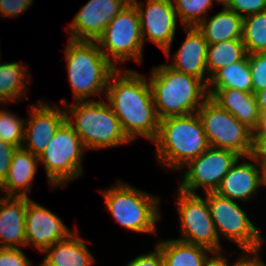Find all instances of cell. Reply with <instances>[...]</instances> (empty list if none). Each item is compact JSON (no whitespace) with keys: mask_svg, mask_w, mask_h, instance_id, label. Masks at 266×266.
Masks as SVG:
<instances>
[{"mask_svg":"<svg viewBox=\"0 0 266 266\" xmlns=\"http://www.w3.org/2000/svg\"><path fill=\"white\" fill-rule=\"evenodd\" d=\"M117 68L108 80L105 97L130 141L140 136L153 142L159 118L147 77L135 70Z\"/></svg>","mask_w":266,"mask_h":266,"instance_id":"6da1fadb","label":"cell"},{"mask_svg":"<svg viewBox=\"0 0 266 266\" xmlns=\"http://www.w3.org/2000/svg\"><path fill=\"white\" fill-rule=\"evenodd\" d=\"M153 143L159 164L167 171L175 169L179 172L209 147L197 112L159 120L158 134Z\"/></svg>","mask_w":266,"mask_h":266,"instance_id":"7a4b0ae2","label":"cell"},{"mask_svg":"<svg viewBox=\"0 0 266 266\" xmlns=\"http://www.w3.org/2000/svg\"><path fill=\"white\" fill-rule=\"evenodd\" d=\"M148 79L159 120L196 113L209 97L207 85L198 78L162 64L151 69Z\"/></svg>","mask_w":266,"mask_h":266,"instance_id":"3957f363","label":"cell"},{"mask_svg":"<svg viewBox=\"0 0 266 266\" xmlns=\"http://www.w3.org/2000/svg\"><path fill=\"white\" fill-rule=\"evenodd\" d=\"M61 104L65 109L66 122L87 150L113 148L131 142L107 100L78 101L67 105V100L63 99Z\"/></svg>","mask_w":266,"mask_h":266,"instance_id":"277c9868","label":"cell"},{"mask_svg":"<svg viewBox=\"0 0 266 266\" xmlns=\"http://www.w3.org/2000/svg\"><path fill=\"white\" fill-rule=\"evenodd\" d=\"M64 52L74 102L93 101L91 96L106 94L110 75L117 68L104 56L97 42L68 39Z\"/></svg>","mask_w":266,"mask_h":266,"instance_id":"5b68a950","label":"cell"},{"mask_svg":"<svg viewBox=\"0 0 266 266\" xmlns=\"http://www.w3.org/2000/svg\"><path fill=\"white\" fill-rule=\"evenodd\" d=\"M100 192L108 211L121 226L139 233H157V221L161 218L159 196L137 189L122 180Z\"/></svg>","mask_w":266,"mask_h":266,"instance_id":"8992f818","label":"cell"},{"mask_svg":"<svg viewBox=\"0 0 266 266\" xmlns=\"http://www.w3.org/2000/svg\"><path fill=\"white\" fill-rule=\"evenodd\" d=\"M84 151L86 148L80 137L65 121L39 155V162L44 165L52 189L65 187L83 174Z\"/></svg>","mask_w":266,"mask_h":266,"instance_id":"52a82bcc","label":"cell"},{"mask_svg":"<svg viewBox=\"0 0 266 266\" xmlns=\"http://www.w3.org/2000/svg\"><path fill=\"white\" fill-rule=\"evenodd\" d=\"M96 42L104 56L116 68V64L127 60L138 64L143 62L144 43L140 18L132 2L114 17Z\"/></svg>","mask_w":266,"mask_h":266,"instance_id":"ba28073f","label":"cell"},{"mask_svg":"<svg viewBox=\"0 0 266 266\" xmlns=\"http://www.w3.org/2000/svg\"><path fill=\"white\" fill-rule=\"evenodd\" d=\"M197 113L210 147L228 149L241 157L250 155L253 131L229 111L208 97Z\"/></svg>","mask_w":266,"mask_h":266,"instance_id":"9c48e42d","label":"cell"},{"mask_svg":"<svg viewBox=\"0 0 266 266\" xmlns=\"http://www.w3.org/2000/svg\"><path fill=\"white\" fill-rule=\"evenodd\" d=\"M207 203L217 235L238 244L241 250L262 247L266 240L262 238L246 211L235 200L222 197L216 192H206Z\"/></svg>","mask_w":266,"mask_h":266,"instance_id":"30bf717a","label":"cell"},{"mask_svg":"<svg viewBox=\"0 0 266 266\" xmlns=\"http://www.w3.org/2000/svg\"><path fill=\"white\" fill-rule=\"evenodd\" d=\"M175 205L179 213L181 237L186 243L199 245L214 252H222V245L211 218L207 198L177 190Z\"/></svg>","mask_w":266,"mask_h":266,"instance_id":"8fae6325","label":"cell"},{"mask_svg":"<svg viewBox=\"0 0 266 266\" xmlns=\"http://www.w3.org/2000/svg\"><path fill=\"white\" fill-rule=\"evenodd\" d=\"M239 157L234 151L209 146L183 166L182 170L186 167V172L181 176L178 189L190 194H196L200 187H203L205 193L215 192Z\"/></svg>","mask_w":266,"mask_h":266,"instance_id":"7c38bea8","label":"cell"},{"mask_svg":"<svg viewBox=\"0 0 266 266\" xmlns=\"http://www.w3.org/2000/svg\"><path fill=\"white\" fill-rule=\"evenodd\" d=\"M131 2L139 14L143 43L147 37L163 52L170 51L178 22L172 0H146V5L139 0Z\"/></svg>","mask_w":266,"mask_h":266,"instance_id":"4fadbf2b","label":"cell"},{"mask_svg":"<svg viewBox=\"0 0 266 266\" xmlns=\"http://www.w3.org/2000/svg\"><path fill=\"white\" fill-rule=\"evenodd\" d=\"M131 0H89L66 28L69 39L97 41L106 26Z\"/></svg>","mask_w":266,"mask_h":266,"instance_id":"5bb4252c","label":"cell"},{"mask_svg":"<svg viewBox=\"0 0 266 266\" xmlns=\"http://www.w3.org/2000/svg\"><path fill=\"white\" fill-rule=\"evenodd\" d=\"M43 101L29 106V117L25 120L22 148L33 155H41L55 132L66 121L64 107L50 106Z\"/></svg>","mask_w":266,"mask_h":266,"instance_id":"9a60e30c","label":"cell"},{"mask_svg":"<svg viewBox=\"0 0 266 266\" xmlns=\"http://www.w3.org/2000/svg\"><path fill=\"white\" fill-rule=\"evenodd\" d=\"M71 233L56 214L27 197L26 247L32 245L42 253L47 247L67 238Z\"/></svg>","mask_w":266,"mask_h":266,"instance_id":"2e32d148","label":"cell"},{"mask_svg":"<svg viewBox=\"0 0 266 266\" xmlns=\"http://www.w3.org/2000/svg\"><path fill=\"white\" fill-rule=\"evenodd\" d=\"M186 38L180 48L171 57V51H165L168 59L173 60L167 64L172 69L201 79L206 85L210 80L207 70V48L208 43L202 32L196 26H183Z\"/></svg>","mask_w":266,"mask_h":266,"instance_id":"e0dca14e","label":"cell"},{"mask_svg":"<svg viewBox=\"0 0 266 266\" xmlns=\"http://www.w3.org/2000/svg\"><path fill=\"white\" fill-rule=\"evenodd\" d=\"M250 159L254 163L249 161H241V159ZM262 187L261 168L250 157H239L233 164L231 169L222 178L219 187L216 189V193L222 197L229 198L231 200H251L256 196L258 189Z\"/></svg>","mask_w":266,"mask_h":266,"instance_id":"ac0fdd59","label":"cell"},{"mask_svg":"<svg viewBox=\"0 0 266 266\" xmlns=\"http://www.w3.org/2000/svg\"><path fill=\"white\" fill-rule=\"evenodd\" d=\"M26 207L27 197L0 198V247L26 248Z\"/></svg>","mask_w":266,"mask_h":266,"instance_id":"d6986e66","label":"cell"},{"mask_svg":"<svg viewBox=\"0 0 266 266\" xmlns=\"http://www.w3.org/2000/svg\"><path fill=\"white\" fill-rule=\"evenodd\" d=\"M39 156L30 151L17 148L13 154L6 178L0 184L5 196L29 197L35 173L38 171Z\"/></svg>","mask_w":266,"mask_h":266,"instance_id":"ffe728a7","label":"cell"},{"mask_svg":"<svg viewBox=\"0 0 266 266\" xmlns=\"http://www.w3.org/2000/svg\"><path fill=\"white\" fill-rule=\"evenodd\" d=\"M208 96L220 107L229 111L241 123L254 131L260 120L257 98L254 93H248L233 88L207 89Z\"/></svg>","mask_w":266,"mask_h":266,"instance_id":"44dd1931","label":"cell"},{"mask_svg":"<svg viewBox=\"0 0 266 266\" xmlns=\"http://www.w3.org/2000/svg\"><path fill=\"white\" fill-rule=\"evenodd\" d=\"M67 238L47 247L39 266H92L95 258L78 234L76 228Z\"/></svg>","mask_w":266,"mask_h":266,"instance_id":"7402d4cb","label":"cell"},{"mask_svg":"<svg viewBox=\"0 0 266 266\" xmlns=\"http://www.w3.org/2000/svg\"><path fill=\"white\" fill-rule=\"evenodd\" d=\"M196 27L208 44L242 39L243 17L224 6L222 11L204 18Z\"/></svg>","mask_w":266,"mask_h":266,"instance_id":"603a6c76","label":"cell"},{"mask_svg":"<svg viewBox=\"0 0 266 266\" xmlns=\"http://www.w3.org/2000/svg\"><path fill=\"white\" fill-rule=\"evenodd\" d=\"M156 245L161 251L163 266H204L213 253L205 247L173 238L161 240Z\"/></svg>","mask_w":266,"mask_h":266,"instance_id":"cb8c5ba5","label":"cell"},{"mask_svg":"<svg viewBox=\"0 0 266 266\" xmlns=\"http://www.w3.org/2000/svg\"><path fill=\"white\" fill-rule=\"evenodd\" d=\"M20 64L18 62L0 63V102L3 105L9 102L16 103L27 95L30 75L27 74L28 67H22Z\"/></svg>","mask_w":266,"mask_h":266,"instance_id":"d4e9b609","label":"cell"},{"mask_svg":"<svg viewBox=\"0 0 266 266\" xmlns=\"http://www.w3.org/2000/svg\"><path fill=\"white\" fill-rule=\"evenodd\" d=\"M233 88L252 93V77L246 54L240 61L217 70L211 77L207 89Z\"/></svg>","mask_w":266,"mask_h":266,"instance_id":"484cf974","label":"cell"},{"mask_svg":"<svg viewBox=\"0 0 266 266\" xmlns=\"http://www.w3.org/2000/svg\"><path fill=\"white\" fill-rule=\"evenodd\" d=\"M247 54L242 39L208 44L207 70L209 78L219 69L240 61Z\"/></svg>","mask_w":266,"mask_h":266,"instance_id":"4316f807","label":"cell"},{"mask_svg":"<svg viewBox=\"0 0 266 266\" xmlns=\"http://www.w3.org/2000/svg\"><path fill=\"white\" fill-rule=\"evenodd\" d=\"M242 40L247 54L266 53V11L243 18Z\"/></svg>","mask_w":266,"mask_h":266,"instance_id":"83f0119b","label":"cell"},{"mask_svg":"<svg viewBox=\"0 0 266 266\" xmlns=\"http://www.w3.org/2000/svg\"><path fill=\"white\" fill-rule=\"evenodd\" d=\"M181 26H197L209 10L212 9L214 0H172Z\"/></svg>","mask_w":266,"mask_h":266,"instance_id":"f1b7e54d","label":"cell"},{"mask_svg":"<svg viewBox=\"0 0 266 266\" xmlns=\"http://www.w3.org/2000/svg\"><path fill=\"white\" fill-rule=\"evenodd\" d=\"M26 118H18L11 111L0 109V139L16 148H21L24 140Z\"/></svg>","mask_w":266,"mask_h":266,"instance_id":"f546056e","label":"cell"},{"mask_svg":"<svg viewBox=\"0 0 266 266\" xmlns=\"http://www.w3.org/2000/svg\"><path fill=\"white\" fill-rule=\"evenodd\" d=\"M252 77V93L256 94L266 88V53L248 54Z\"/></svg>","mask_w":266,"mask_h":266,"instance_id":"4dcf8cb0","label":"cell"},{"mask_svg":"<svg viewBox=\"0 0 266 266\" xmlns=\"http://www.w3.org/2000/svg\"><path fill=\"white\" fill-rule=\"evenodd\" d=\"M226 7L244 18L266 11V0H230Z\"/></svg>","mask_w":266,"mask_h":266,"instance_id":"1f68e13d","label":"cell"},{"mask_svg":"<svg viewBox=\"0 0 266 266\" xmlns=\"http://www.w3.org/2000/svg\"><path fill=\"white\" fill-rule=\"evenodd\" d=\"M21 248L0 247V266H31Z\"/></svg>","mask_w":266,"mask_h":266,"instance_id":"d6a6232c","label":"cell"},{"mask_svg":"<svg viewBox=\"0 0 266 266\" xmlns=\"http://www.w3.org/2000/svg\"><path fill=\"white\" fill-rule=\"evenodd\" d=\"M33 0H0V16L17 17L24 14L31 6Z\"/></svg>","mask_w":266,"mask_h":266,"instance_id":"836d02e7","label":"cell"},{"mask_svg":"<svg viewBox=\"0 0 266 266\" xmlns=\"http://www.w3.org/2000/svg\"><path fill=\"white\" fill-rule=\"evenodd\" d=\"M126 266H163V257L159 247L147 254H141L127 263Z\"/></svg>","mask_w":266,"mask_h":266,"instance_id":"e575fe53","label":"cell"},{"mask_svg":"<svg viewBox=\"0 0 266 266\" xmlns=\"http://www.w3.org/2000/svg\"><path fill=\"white\" fill-rule=\"evenodd\" d=\"M17 148L0 139V184L7 176L13 154Z\"/></svg>","mask_w":266,"mask_h":266,"instance_id":"d590c367","label":"cell"},{"mask_svg":"<svg viewBox=\"0 0 266 266\" xmlns=\"http://www.w3.org/2000/svg\"><path fill=\"white\" fill-rule=\"evenodd\" d=\"M258 165H266V135H252L249 155Z\"/></svg>","mask_w":266,"mask_h":266,"instance_id":"8d00e7d4","label":"cell"},{"mask_svg":"<svg viewBox=\"0 0 266 266\" xmlns=\"http://www.w3.org/2000/svg\"><path fill=\"white\" fill-rule=\"evenodd\" d=\"M261 248H256V249H249L246 250L244 249V253L241 254V257H239L236 261H234V263L230 264L231 266H264V262L262 261V259L260 258V251ZM248 255H252L251 258H249L250 256ZM229 265V266H230Z\"/></svg>","mask_w":266,"mask_h":266,"instance_id":"74e56055","label":"cell"},{"mask_svg":"<svg viewBox=\"0 0 266 266\" xmlns=\"http://www.w3.org/2000/svg\"><path fill=\"white\" fill-rule=\"evenodd\" d=\"M211 256L208 257L204 266H229V263H227L228 259H226L221 252H214Z\"/></svg>","mask_w":266,"mask_h":266,"instance_id":"f35d334b","label":"cell"},{"mask_svg":"<svg viewBox=\"0 0 266 266\" xmlns=\"http://www.w3.org/2000/svg\"><path fill=\"white\" fill-rule=\"evenodd\" d=\"M260 115L266 114V88L256 94Z\"/></svg>","mask_w":266,"mask_h":266,"instance_id":"ab89813d","label":"cell"},{"mask_svg":"<svg viewBox=\"0 0 266 266\" xmlns=\"http://www.w3.org/2000/svg\"><path fill=\"white\" fill-rule=\"evenodd\" d=\"M252 135H266V114L260 115L259 124Z\"/></svg>","mask_w":266,"mask_h":266,"instance_id":"60d3db41","label":"cell"},{"mask_svg":"<svg viewBox=\"0 0 266 266\" xmlns=\"http://www.w3.org/2000/svg\"><path fill=\"white\" fill-rule=\"evenodd\" d=\"M261 168L262 186H266V165H259Z\"/></svg>","mask_w":266,"mask_h":266,"instance_id":"b9f144b4","label":"cell"},{"mask_svg":"<svg viewBox=\"0 0 266 266\" xmlns=\"http://www.w3.org/2000/svg\"><path fill=\"white\" fill-rule=\"evenodd\" d=\"M215 2H217L218 4H223L224 6H226L230 0H214Z\"/></svg>","mask_w":266,"mask_h":266,"instance_id":"7bdbcfd3","label":"cell"}]
</instances>
